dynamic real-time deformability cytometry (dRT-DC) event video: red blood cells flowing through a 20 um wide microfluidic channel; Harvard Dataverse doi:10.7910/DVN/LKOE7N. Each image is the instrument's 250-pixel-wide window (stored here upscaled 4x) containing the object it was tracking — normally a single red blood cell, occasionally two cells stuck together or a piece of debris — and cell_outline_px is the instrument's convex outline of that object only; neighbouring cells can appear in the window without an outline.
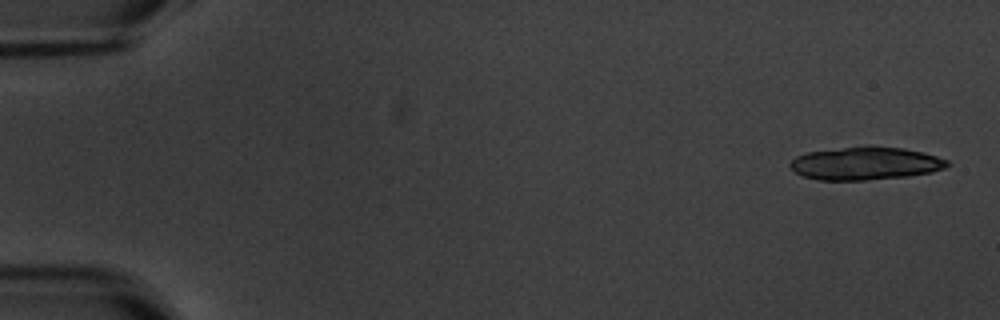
{"species": "common noctule bat (a hibernating species)", "species_latin": "Nyctalus noctula", "temperature_condition": "warm", "stored_images_in_passage": 8, "camera_frame_rate_fps": 3000, "um_per_image_px": 0.085, "animal": {"sex": "male", "body_mass_g": 20.1, "forearm_length_mm": 53.5}, "frame": {"image": 1, "passage_image": 1, "time_ms": 0.0, "image_size_px": [1000, 320], "cell_outline_px": [[948, 164], [944, 168], [932, 172], [908, 176], [864, 180], [820, 180], [804, 176], [796, 172], [788, 164], [796, 156], [808, 152], [868, 144], [904, 148], [936, 156], [948, 160]], "centroid_in_image_um": [73.56, 13.87], "position_along_channel_um": 11.4, "area_um2": 30.29}}
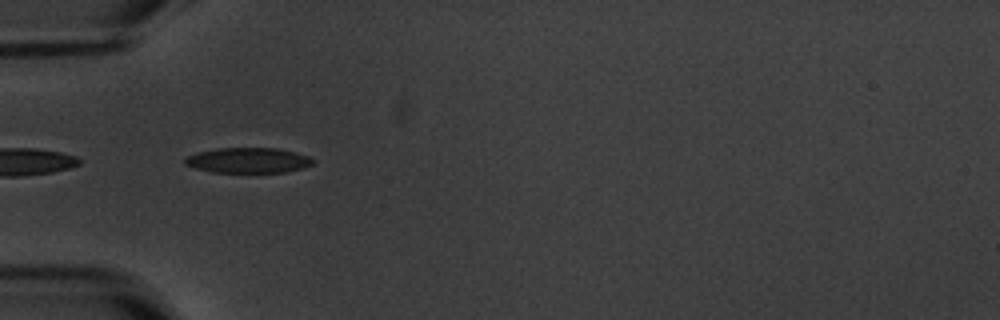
{"frame": {"image": 2, "passage_image": 5, "time_ms": 5.667, "image_size_px": [1000, 320], "cell_outline_px": [[316, 160], [312, 164], [304, 168], [284, 172], [212, 172], [196, 168], [184, 164], [184, 160], [188, 156], [196, 152], [216, 148], [276, 148], [296, 152], [308, 156]], "centroid_in_image_um": [21.11, 13.62], "position_along_channel_um": 63.9, "area_um2": 18.9}}